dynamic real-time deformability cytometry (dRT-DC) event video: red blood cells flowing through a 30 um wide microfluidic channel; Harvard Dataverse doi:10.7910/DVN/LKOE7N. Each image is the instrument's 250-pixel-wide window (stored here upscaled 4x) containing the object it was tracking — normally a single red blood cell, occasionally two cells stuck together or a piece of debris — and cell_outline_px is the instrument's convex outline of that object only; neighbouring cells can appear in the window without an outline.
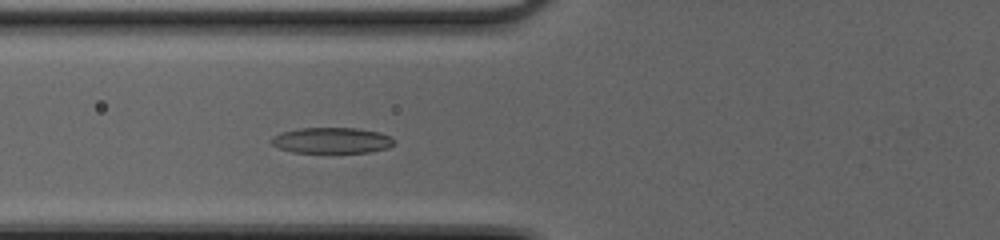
{"species": "common noctule bat (a hibernating species)", "species_latin": "Nyctalus noctula", "temperature_condition": "cold", "stored_images_in_passage": 44, "camera_frame_rate_fps": 3000, "um_per_image_px": 0.085, "animal": {"sex": "female", "body_mass_g": 20.0, "forearm_length_mm": 54.0}, "frame": {"image": 1, "passage_image": 14, "time_ms": 4.333, "image_size_px": [1000, 240], "cell_outline_px": [[396, 144], [388, 148], [368, 152], [292, 152], [280, 148], [272, 144], [268, 140], [272, 136], [280, 132], [300, 128], [356, 128], [380, 132], [392, 136], [396, 140]], "centroid_in_image_um": [28.22, 11.92], "position_along_channel_um": 97.6, "area_um2": 18.67}}
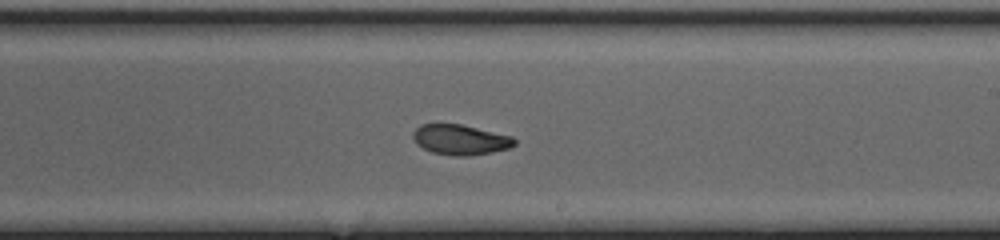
{"frame": {"image": 2, "passage_image": 25, "time_ms": 8.0, "image_size_px": [1000, 240], "cell_outline_px": [[516, 144], [508, 148], [492, 152], [468, 156], [452, 156], [432, 152], [416, 144], [412, 136], [412, 132], [420, 124], [460, 124], [512, 136], [516, 140]], "centroid_in_image_um": [39.11, 11.88], "position_along_channel_um": 249.9, "area_um2": 17.86}}
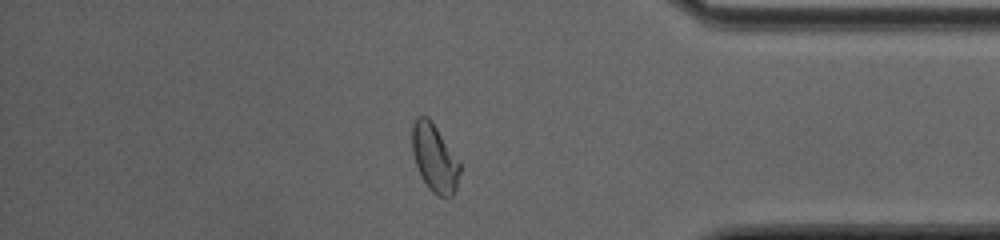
{"frame": {"image": 3, "passage_image": 37, "time_ms": 12.0, "image_size_px": [1000, 240], "cell_outline_px": [[460, 172], [456, 188], [452, 196], [440, 196], [432, 192], [428, 188], [416, 164], [412, 152], [412, 124], [416, 116], [428, 116], [460, 160]], "centroid_in_image_um": [36.94, 13.4], "position_along_channel_um": 398.3, "area_um2": 18.84}, "authors_computed_cell_mechanics": {"area_um2": 18.4382, "velocity_mm_per_s": 4.1457, "shape_relaxation_time_tau1_ms": 6.8726, "shape_relaxation_time_tau2_ms": 2.2809, "deformation_change_tau1": 0.2356, "deformation_change_tau2": 0.0793}}